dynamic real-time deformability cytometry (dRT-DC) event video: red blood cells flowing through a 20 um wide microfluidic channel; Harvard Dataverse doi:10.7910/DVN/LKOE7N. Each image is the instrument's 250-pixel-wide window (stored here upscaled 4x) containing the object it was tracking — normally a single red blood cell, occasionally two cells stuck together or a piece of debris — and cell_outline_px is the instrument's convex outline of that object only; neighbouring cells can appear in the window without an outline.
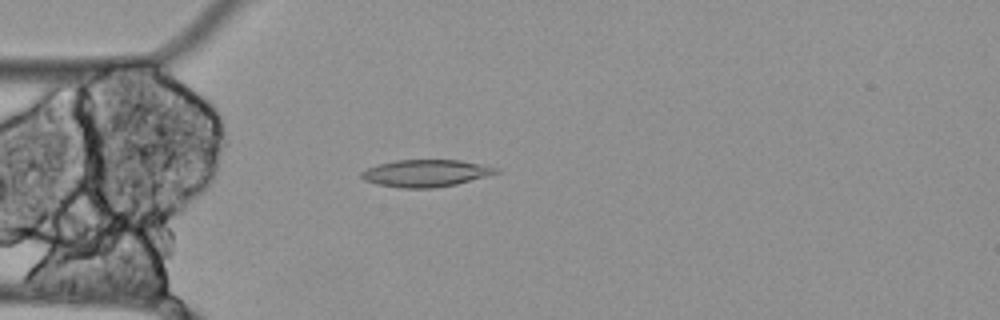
{"species": "Egyptian fruit bat (a non-hibernating species)", "species_latin": "Rousettus aegyptiacus", "temperature_condition": "cold", "stored_images_in_passage": 4, "camera_frame_rate_fps": 3000, "um_per_image_px": 0.085, "animal": {"sex": "female"}, "frame": {"image": 1, "passage_image": 4, "time_ms": 1.0, "image_size_px": [1000, 320], "cell_outline_px": [[500, 172], [456, 184], [432, 188], [400, 188], [376, 184], [364, 180], [360, 176], [360, 172], [376, 164], [396, 160], [460, 160], [500, 168]], "centroid_in_image_um": [36.15, 14.72], "position_along_channel_um": 48.8, "area_um2": 21.27}}